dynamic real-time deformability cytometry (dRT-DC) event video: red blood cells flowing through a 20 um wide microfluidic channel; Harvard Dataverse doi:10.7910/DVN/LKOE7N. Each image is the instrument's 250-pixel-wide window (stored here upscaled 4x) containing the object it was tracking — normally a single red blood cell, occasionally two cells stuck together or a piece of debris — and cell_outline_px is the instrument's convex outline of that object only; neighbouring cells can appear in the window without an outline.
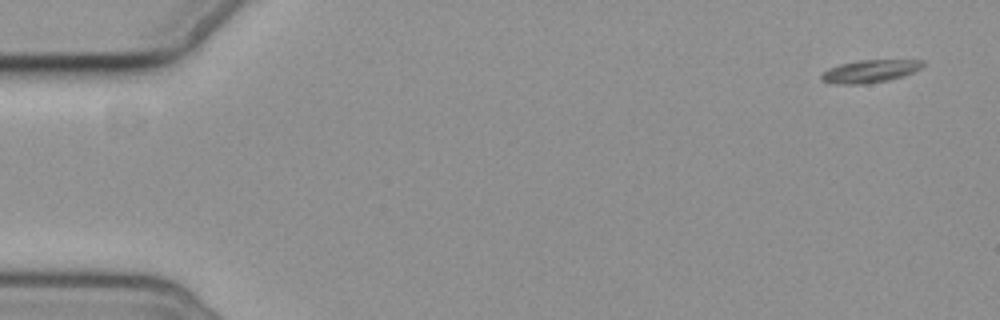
{"species": "common noctule bat (a hibernating species)", "species_latin": "Nyctalus noctula", "temperature_condition": "cold", "stored_images_in_passage": 5, "camera_frame_rate_fps": 3000, "um_per_image_px": 0.085, "animal": {"sex": "female", "body_mass_g": 19.3, "forearm_length_mm": 54.1}, "frame": {"image": 1, "passage_image": 1, "time_ms": 0.0, "image_size_px": [1000, 320], "cell_outline_px": [[924, 64], [920, 68], [904, 76], [888, 80], [860, 84], [832, 84], [820, 80], [820, 76], [828, 68], [840, 64], [860, 60], [924, 60]], "centroid_in_image_um": [73.91, 6.06], "position_along_channel_um": 11.1, "area_um2": 13.35}}
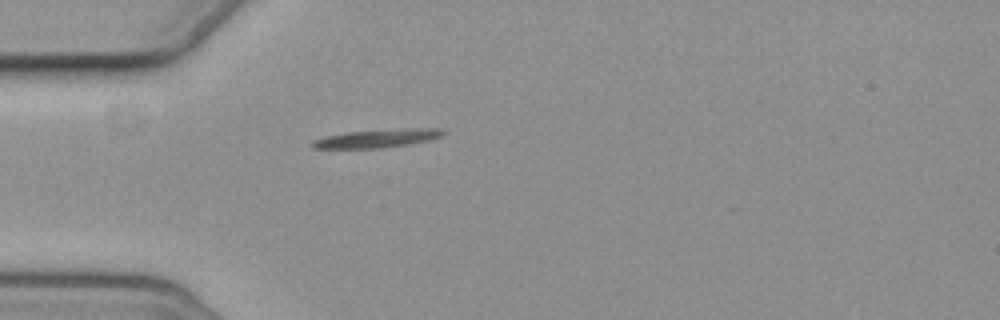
{"frame": {"image": 2, "passage_image": 5, "time_ms": 4.667, "image_size_px": [1000, 320], "cell_outline_px": [[448, 132], [444, 136], [432, 140], [408, 144], [380, 148], [312, 148], [312, 140], [324, 136], [344, 132], [400, 128], [444, 128]], "centroid_in_image_um": [32.16, 11.74], "position_along_channel_um": 52.8, "area_um2": 14.33}}